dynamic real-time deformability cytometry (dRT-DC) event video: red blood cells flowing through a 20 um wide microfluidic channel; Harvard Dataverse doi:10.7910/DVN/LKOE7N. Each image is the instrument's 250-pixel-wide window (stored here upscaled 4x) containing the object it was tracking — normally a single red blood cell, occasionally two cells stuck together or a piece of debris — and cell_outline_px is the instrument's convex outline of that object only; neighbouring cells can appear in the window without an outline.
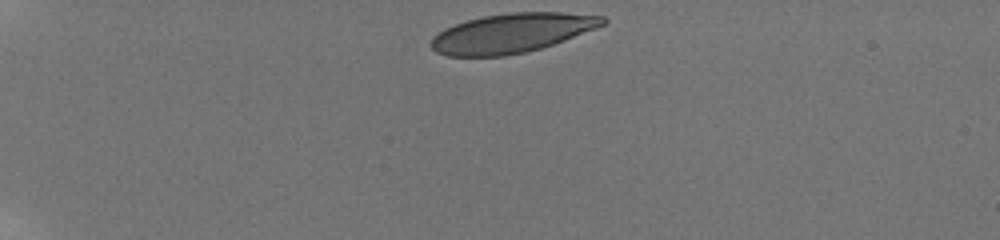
{"species": "human", "species_latin": "Homo sapiens", "temperature_condition": "room temperature", "stored_images_in_passage": 19, "camera_frame_rate_fps": 3000, "um_per_image_px": 0.085, "donor": {"sex": "male"}, "frame": {"image": 1, "passage_image": 1, "time_ms": 0.0, "image_size_px": [1000, 240], "cell_outline_px": [[608, 20], [604, 24], [596, 28], [564, 40], [540, 48], [524, 52], [504, 56], [448, 56], [436, 52], [428, 44], [432, 36], [444, 28], [468, 20], [484, 16], [508, 12], [560, 12], [604, 16]], "centroid_in_image_um": [43.46, 2.81], "position_along_channel_um": 41.5, "area_um2": 39.25}}
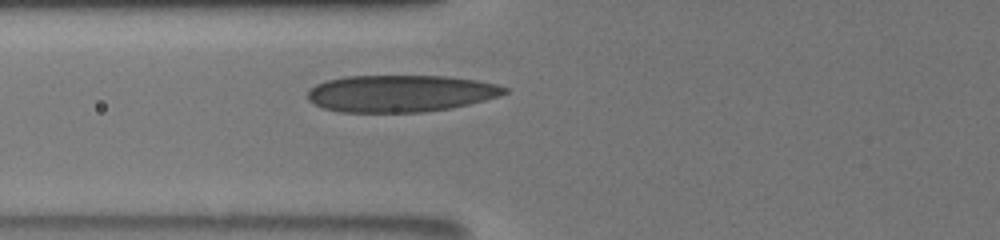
{"frame": {"image": 2, "passage_image": 10, "time_ms": 3.333, "image_size_px": [1000, 240], "cell_outline_px": [[508, 92], [500, 96], [452, 108], [424, 112], [340, 112], [324, 108], [308, 100], [308, 92], [316, 84], [328, 80], [344, 76], [448, 76], [476, 80], [496, 84], [508, 88]], "centroid_in_image_um": [34.06, 7.94], "position_along_channel_um": 91.7, "area_um2": 42.37}}
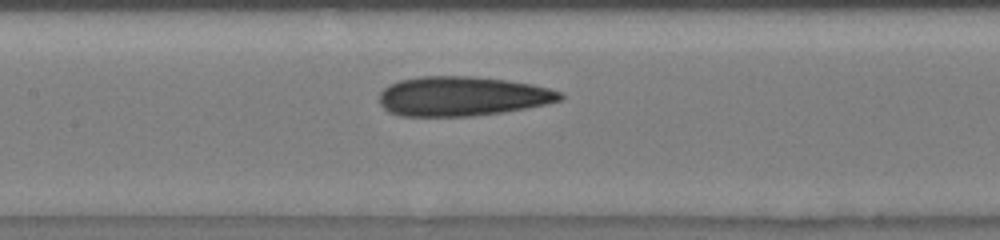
{"frame": {"image": 3, "passage_image": 15, "time_ms": 5.333, "image_size_px": [1000, 240], "cell_outline_px": [[564, 96], [560, 100], [548, 104], [528, 108], [504, 112], [472, 116], [400, 116], [388, 112], [380, 104], [380, 92], [388, 84], [400, 80], [420, 76], [476, 76], [508, 80], [532, 84], [548, 88], [560, 92]], "centroid_in_image_um": [39.28, 8.18], "position_along_channel_um": 168.1, "area_um2": 41.96}}